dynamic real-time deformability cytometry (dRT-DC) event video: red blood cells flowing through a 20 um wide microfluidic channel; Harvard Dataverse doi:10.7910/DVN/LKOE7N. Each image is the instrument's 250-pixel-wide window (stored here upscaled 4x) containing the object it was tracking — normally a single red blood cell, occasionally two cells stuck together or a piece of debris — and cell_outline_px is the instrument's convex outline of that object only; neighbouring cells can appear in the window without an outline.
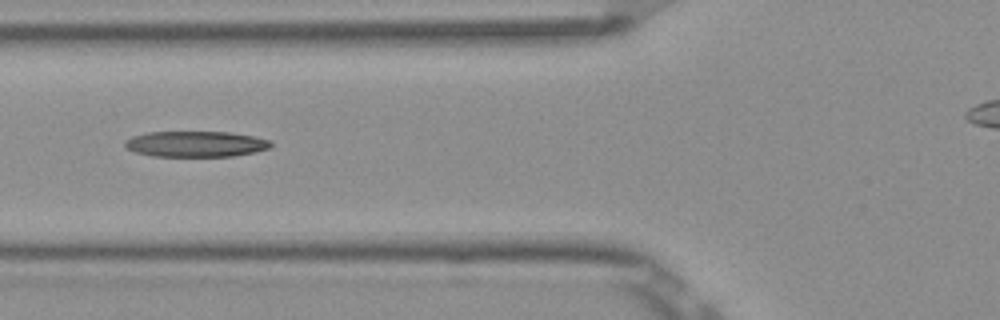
{"species": "Egyptian fruit bat (a non-hibernating species)", "species_latin": "Rousettus aegyptiacus", "temperature_condition": "room temperature", "stored_images_in_passage": 7, "camera_frame_rate_fps": 3000, "um_per_image_px": 0.085, "frame": {"image": 1, "passage_image": 5, "time_ms": 1.333, "image_size_px": [1000, 320], "cell_outline_px": [[272, 144], [268, 148], [256, 152], [232, 156], [152, 156], [136, 152], [128, 148], [124, 144], [124, 140], [132, 136], [148, 132], [228, 132], [256, 136], [272, 140]], "centroid_in_image_um": [16.67, 12.23], "position_along_channel_um": 109.1, "area_um2": 21.96}}
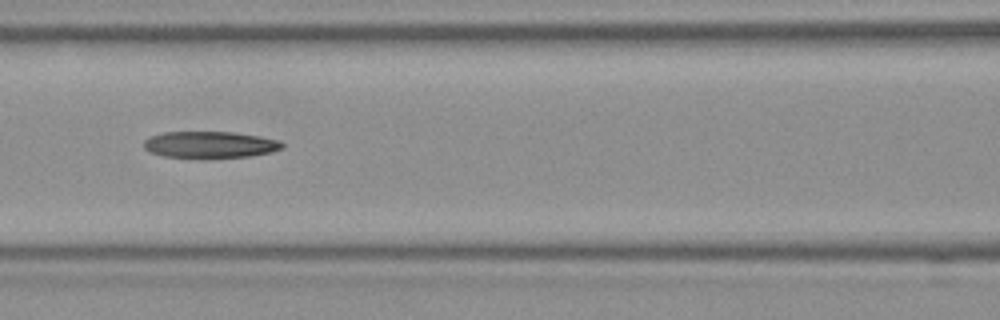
{"frame": {"image": 2, "passage_image": 6, "time_ms": 1.667, "image_size_px": [1000, 320], "cell_outline_px": [[284, 148], [272, 152], [248, 156], [160, 156], [148, 152], [144, 148], [144, 140], [148, 136], [164, 132], [232, 132], [260, 136], [280, 140], [284, 144]], "centroid_in_image_um": [17.84, 12.27], "position_along_channel_um": 148.8, "area_um2": 21.1}}
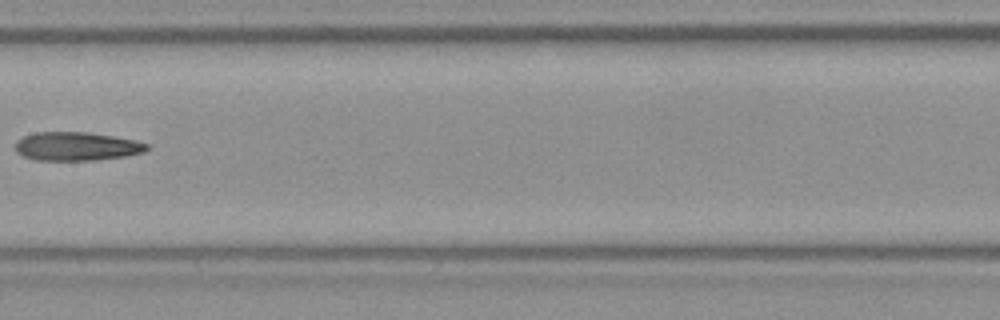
{"frame": {"image": 3, "passage_image": 7, "time_ms": 2.0, "image_size_px": [1000, 320], "cell_outline_px": [[148, 148], [144, 152], [124, 156], [96, 160], [36, 160], [24, 156], [16, 152], [16, 140], [24, 136], [36, 132], [88, 132], [136, 140], [148, 144]], "centroid_in_image_um": [6.5, 12.43], "position_along_channel_um": 200.9, "area_um2": 21.85}}